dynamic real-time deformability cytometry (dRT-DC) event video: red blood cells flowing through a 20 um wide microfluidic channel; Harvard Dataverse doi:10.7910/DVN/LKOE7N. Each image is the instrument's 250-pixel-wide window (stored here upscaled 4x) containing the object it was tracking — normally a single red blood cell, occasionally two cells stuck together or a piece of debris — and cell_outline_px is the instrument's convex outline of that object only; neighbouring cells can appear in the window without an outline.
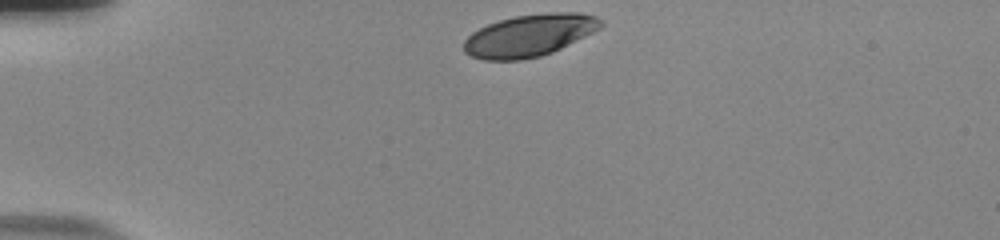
{"species": "human", "species_latin": "Homo sapiens", "temperature_condition": "room temperature", "stored_images_in_passage": 34, "camera_frame_rate_fps": 3000, "um_per_image_px": 0.085, "donor": {"sex": "male"}, "frame": {"image": 1, "passage_image": 1, "time_ms": 0.0, "image_size_px": [1000, 240], "cell_outline_px": [[604, 24], [600, 28], [552, 52], [540, 56], [520, 60], [484, 60], [472, 56], [464, 52], [464, 40], [472, 32], [488, 24], [500, 20], [516, 16], [548, 12], [580, 12], [596, 16], [604, 20]], "centroid_in_image_um": [45.01, 3.0], "position_along_channel_um": 40.0, "area_um2": 33.47}}
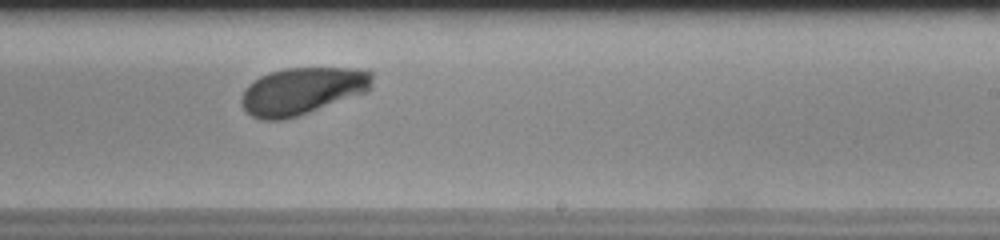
{"frame": {"image": 2, "passage_image": 23, "time_ms": 7.333, "image_size_px": [1000, 240], "cell_outline_px": [[372, 84], [368, 92], [284, 120], [260, 120], [252, 116], [244, 108], [240, 100], [248, 84], [260, 76], [284, 68], [368, 68], [372, 72]], "centroid_in_image_um": [25.72, 7.72], "position_along_channel_um": 263.3, "area_um2": 35.95}}
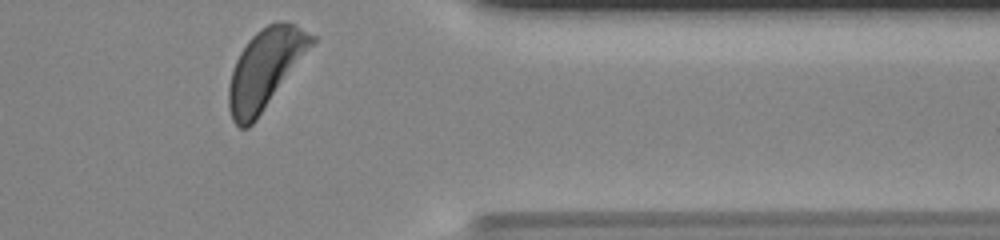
{"frame": {"image": 3, "passage_image": 34, "time_ms": 11.0, "image_size_px": [1000, 240], "cell_outline_px": [[316, 40], [256, 120], [248, 128], [240, 128], [232, 120], [228, 108], [228, 84], [236, 60], [240, 52], [248, 40], [260, 28], [268, 24], [280, 20], [284, 20], [316, 36]], "centroid_in_image_um": [22.51, 5.85], "position_along_channel_um": 388.9, "area_um2": 37.86}, "authors_computed_cell_mechanics": {"area_um2": 35.9805, "velocity_mm_per_s": 3.6962, "shape_relaxation_time_tau1_ms": 2.2844, "shape_relaxation_time_tau2_ms": null, "deformation_change_tau1": 0.1396, "deformation_change_tau2": null}}